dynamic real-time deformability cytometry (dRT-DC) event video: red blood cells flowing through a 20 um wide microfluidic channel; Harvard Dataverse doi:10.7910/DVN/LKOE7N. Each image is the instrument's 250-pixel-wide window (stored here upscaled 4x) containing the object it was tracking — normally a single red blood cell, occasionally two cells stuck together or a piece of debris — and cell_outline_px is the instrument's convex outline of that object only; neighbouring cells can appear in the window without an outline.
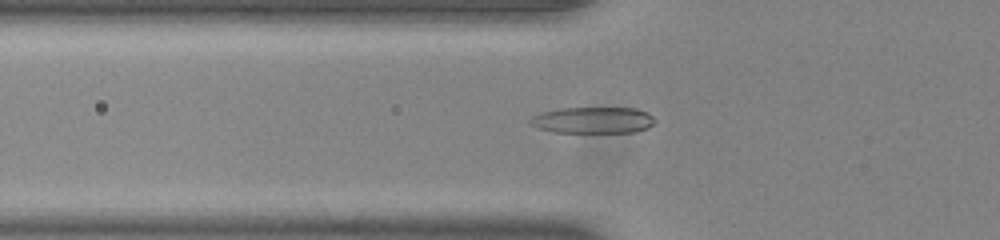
{"species": "common noctule bat (a hibernating species)", "species_latin": "Nyctalus noctula", "temperature_condition": "room temperature", "stored_images_in_passage": 49, "camera_frame_rate_fps": 3000, "um_per_image_px": 0.085, "animal": {"sex": "male", "body_mass_g": 20.0, "forearm_length_mm": 53.3}, "frame": {"image": 1, "passage_image": 15, "time_ms": 4.667, "image_size_px": [1000, 240], "cell_outline_px": [[656, 120], [648, 128], [632, 132], [556, 132], [540, 128], [532, 124], [528, 120], [532, 116], [540, 112], [560, 108], [636, 108], [648, 112]], "centroid_in_image_um": [50.42, 10.2], "position_along_channel_um": 75.4, "area_um2": 19.07}}
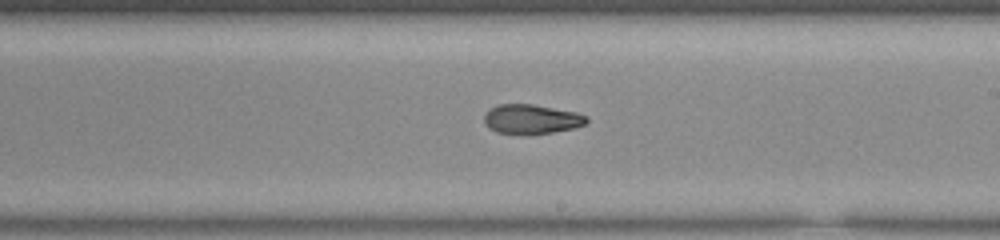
{"frame": {"image": 2, "passage_image": 28, "time_ms": 9.0, "image_size_px": [1000, 240], "cell_outline_px": [[588, 120], [584, 124], [572, 128], [552, 132], [496, 132], [488, 128], [484, 124], [484, 116], [488, 108], [496, 104], [532, 104], [576, 112], [588, 116]], "centroid_in_image_um": [45.13, 10.08], "position_along_channel_um": 243.9, "area_um2": 17.17}}
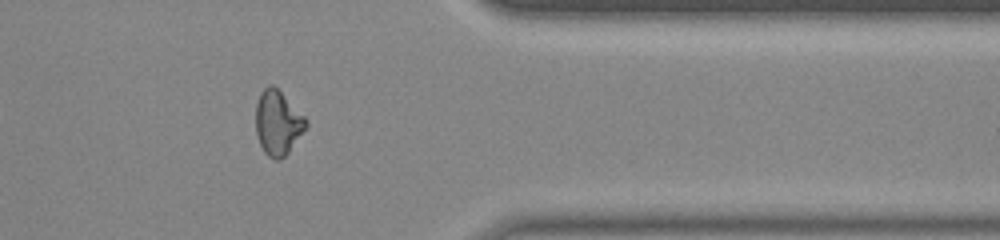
{"frame": {"image": 3, "passage_image": 40, "time_ms": 13.0, "image_size_px": [1000, 240], "cell_outline_px": [[308, 124], [288, 152], [280, 160], [276, 160], [268, 156], [264, 152], [256, 136], [256, 104], [260, 92], [268, 84], [272, 84], [308, 120]], "centroid_in_image_um": [23.58, 10.44], "position_along_channel_um": 387.8, "area_um2": 18.61}, "authors_computed_cell_mechanics": {"area_um2": 18.6116, "velocity_mm_per_s": 3.8814, "shape_relaxation_time_tau1_ms": null, "shape_relaxation_time_tau2_ms": 2.7079, "deformation_change_tau1": null, "deformation_change_tau2": 0.0824}}